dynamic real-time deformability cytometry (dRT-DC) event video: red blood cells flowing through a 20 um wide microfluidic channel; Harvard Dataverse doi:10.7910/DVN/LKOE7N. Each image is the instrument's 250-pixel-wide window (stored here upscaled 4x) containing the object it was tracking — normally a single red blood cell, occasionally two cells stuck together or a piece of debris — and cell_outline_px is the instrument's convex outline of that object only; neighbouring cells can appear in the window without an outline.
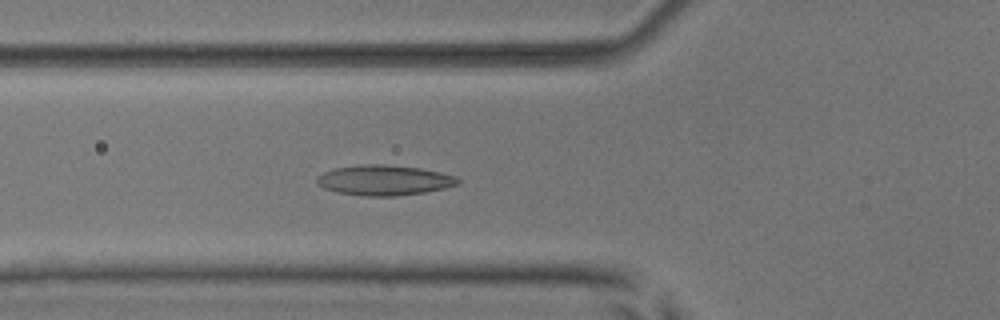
{"species": "common noctule bat (a hibernating species)", "species_latin": "Nyctalus noctula", "temperature_condition": "room temperature", "stored_images_in_passage": 43, "camera_frame_rate_fps": 3000, "um_per_image_px": 0.085, "animal": {"sex": "male", "body_mass_g": 17.9, "forearm_length_mm": 54.2}, "frame": {"image": 1, "passage_image": 10, "time_ms": 3.0, "image_size_px": [1000, 320], "cell_outline_px": [[460, 184], [444, 188], [424, 192], [396, 196], [368, 196], [336, 192], [324, 188], [316, 180], [316, 176], [324, 172], [336, 168], [360, 164], [384, 164], [420, 168], [440, 172], [456, 176], [460, 180]], "centroid_in_image_um": [32.67, 15.31], "position_along_channel_um": 93.1, "area_um2": 24.8}}
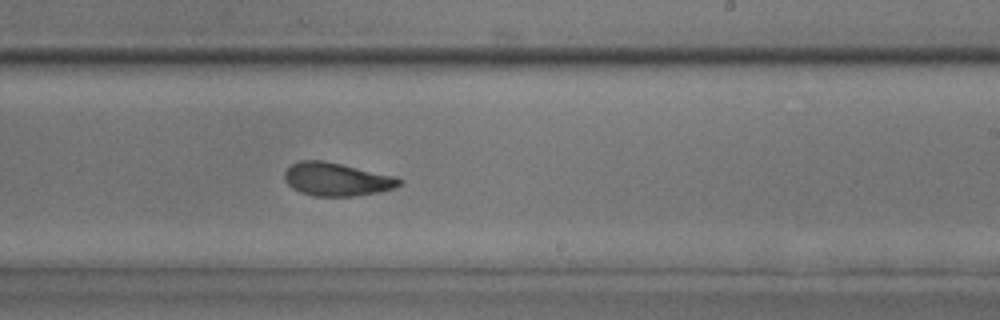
{"frame": {"image": 2, "passage_image": 23, "time_ms": 7.333, "image_size_px": [1000, 320], "cell_outline_px": [[404, 180], [396, 188], [380, 192], [356, 196], [312, 196], [300, 192], [292, 188], [284, 180], [284, 172], [292, 164], [300, 160], [324, 160], [396, 176]], "centroid_in_image_um": [28.63, 15.24], "position_along_channel_um": 260.4, "area_um2": 22.48}}
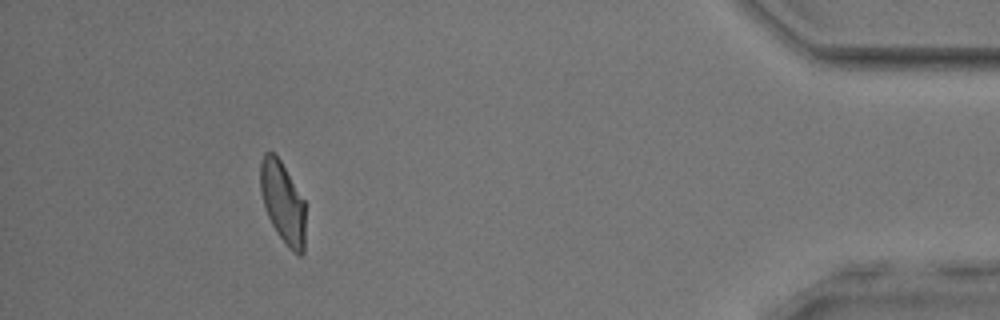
{"frame": {"image": 3, "passage_image": 39, "time_ms": 12.667, "image_size_px": [1000, 320], "cell_outline_px": [[304, 252], [300, 256], [292, 252], [288, 248], [276, 232], [268, 216], [260, 192], [260, 164], [264, 152], [272, 152], [280, 160], [304, 200]], "centroid_in_image_um": [24.03, 17.23], "position_along_channel_um": 411.2, "area_um2": 21.21}, "authors_computed_cell_mechanics": {"area_um2": 22.542, "velocity_mm_per_s": 3.8658, "shape_relaxation_time_tau1_ms": 5.409, "shape_relaxation_time_tau2_ms": 1.5615, "deformation_change_tau1": 0.1403, "deformation_change_tau2": 0.0791}}